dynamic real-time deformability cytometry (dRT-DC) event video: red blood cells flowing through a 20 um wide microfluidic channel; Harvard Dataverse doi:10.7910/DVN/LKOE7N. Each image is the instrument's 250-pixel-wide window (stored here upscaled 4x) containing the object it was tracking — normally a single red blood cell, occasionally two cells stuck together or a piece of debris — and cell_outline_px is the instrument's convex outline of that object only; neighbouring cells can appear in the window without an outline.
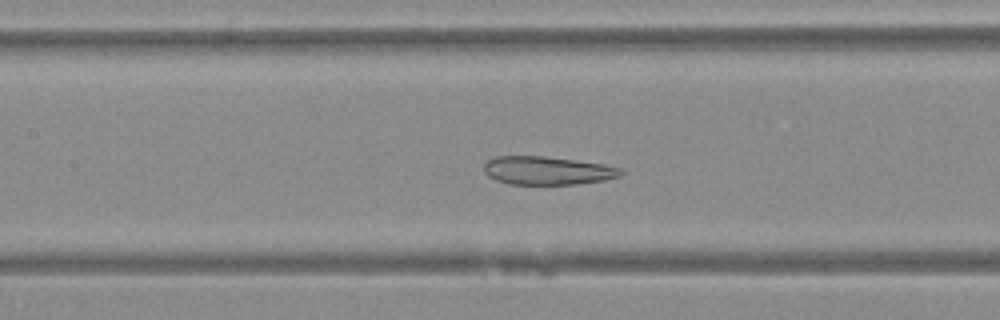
{"species": "Egyptian fruit bat (a non-hibernating species)", "species_latin": "Rousettus aegyptiacus", "temperature_condition": "warm", "stored_images_in_passage": 44, "camera_frame_rate_fps": 3000, "um_per_image_px": 0.085, "animal": {"sex": "female"}, "frame": {"image": 1, "passage_image": 17, "time_ms": 5.333, "image_size_px": [1000, 320], "cell_outline_px": [[624, 172], [620, 176], [604, 180], [576, 184], [508, 184], [496, 180], [488, 176], [484, 172], [484, 164], [488, 160], [496, 156], [544, 156], [600, 164], [620, 168]], "centroid_in_image_um": [46.48, 14.5], "position_along_channel_um": 160.9, "area_um2": 22.37}}
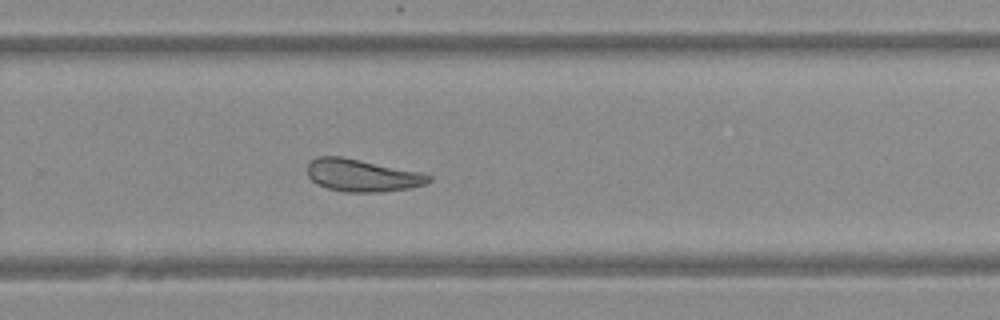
{"frame": {"image": 2, "passage_image": 27, "time_ms": 8.667, "image_size_px": [1000, 320], "cell_outline_px": [[432, 180], [424, 184], [408, 188], [380, 192], [344, 192], [328, 188], [312, 180], [308, 176], [308, 164], [316, 156], [340, 156], [420, 172], [432, 176]], "centroid_in_image_um": [30.78, 14.91], "position_along_channel_um": 299.0, "area_um2": 22.6}}
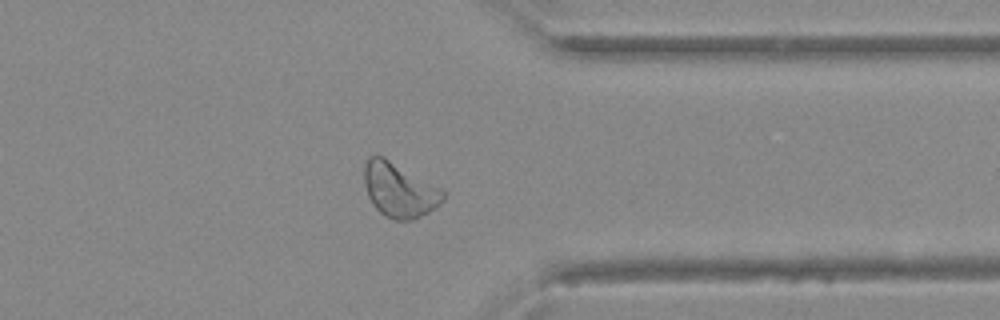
{"frame": {"image": 3, "passage_image": 33, "time_ms": 10.667, "image_size_px": [1000, 320], "cell_outline_px": [[444, 200], [440, 204], [428, 212], [412, 220], [396, 220], [384, 216], [376, 208], [368, 196], [364, 184], [364, 164], [368, 156], [384, 156], [440, 188], [444, 192]], "centroid_in_image_um": [33.91, 16.14], "position_along_channel_um": 377.5, "area_um2": 24.85}}